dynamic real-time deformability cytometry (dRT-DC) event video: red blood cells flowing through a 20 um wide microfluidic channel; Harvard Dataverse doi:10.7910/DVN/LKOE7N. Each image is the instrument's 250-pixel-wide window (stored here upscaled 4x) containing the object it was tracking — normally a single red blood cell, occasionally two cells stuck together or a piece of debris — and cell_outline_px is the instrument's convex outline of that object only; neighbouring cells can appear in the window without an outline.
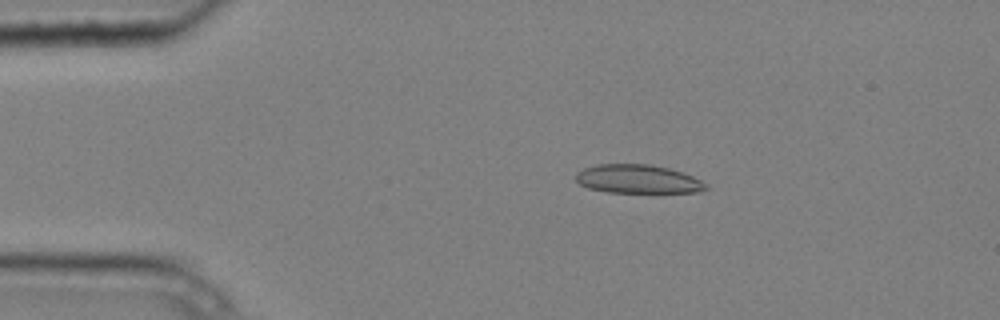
{"species": "common noctule bat (a hibernating species)", "species_latin": "Nyctalus noctula", "temperature_condition": "cold", "stored_images_in_passage": 7, "camera_frame_rate_fps": 3000, "um_per_image_px": 0.085, "animal": {"sex": "male", "body_mass_g": 20.4}, "frame": {"image": 1, "passage_image": 1, "time_ms": 0.0, "image_size_px": [1000, 320], "cell_outline_px": [[708, 188], [696, 192], [608, 192], [588, 188], [580, 184], [576, 180], [576, 172], [584, 168], [596, 164], [648, 164], [668, 168], [692, 176], [708, 184]], "centroid_in_image_um": [54.19, 15.22], "position_along_channel_um": 30.8, "area_um2": 21.56}}
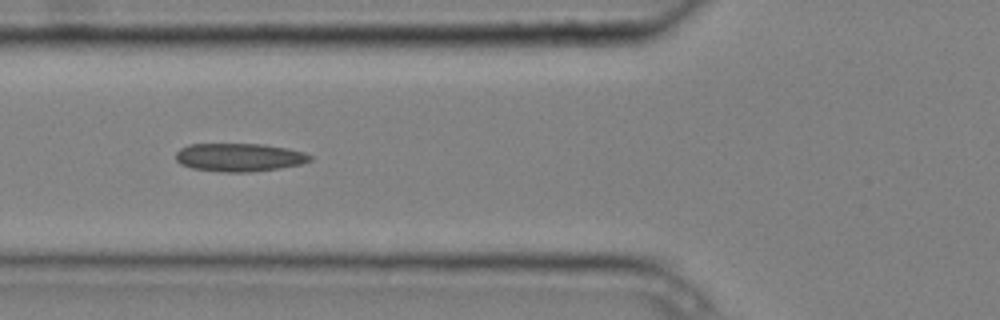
{"frame": {"image": 2, "passage_image": 4, "time_ms": 1.0, "image_size_px": [1000, 320], "cell_outline_px": [[312, 160], [300, 164], [280, 168], [252, 172], [220, 172], [192, 168], [180, 164], [176, 160], [176, 152], [180, 148], [188, 144], [264, 144], [288, 148], [304, 152], [312, 156]], "centroid_in_image_um": [20.33, 13.37], "position_along_channel_um": 105.5, "area_um2": 22.25}}
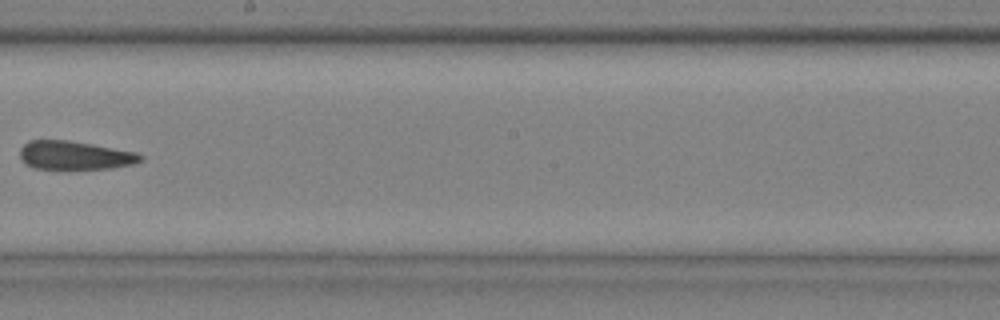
{"frame": {"image": 3, "passage_image": 7, "time_ms": 2.0, "image_size_px": [1000, 320], "cell_outline_px": [[144, 160], [132, 164], [112, 168], [32, 168], [24, 164], [20, 160], [20, 148], [28, 140], [68, 140], [92, 144], [136, 152], [144, 156]], "centroid_in_image_um": [6.33, 13.19], "position_along_channel_um": 241.9, "area_um2": 20.06}}